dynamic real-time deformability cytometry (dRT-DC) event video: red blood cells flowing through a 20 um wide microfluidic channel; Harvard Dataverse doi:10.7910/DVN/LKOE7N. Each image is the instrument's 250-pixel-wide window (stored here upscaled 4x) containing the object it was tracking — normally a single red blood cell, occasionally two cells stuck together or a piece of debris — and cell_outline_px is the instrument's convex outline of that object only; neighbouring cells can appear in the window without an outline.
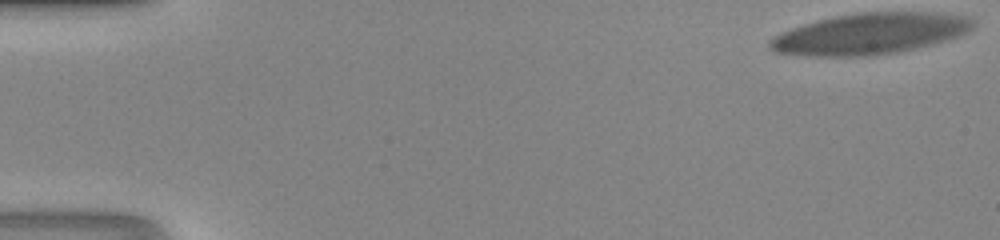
{"species": "human", "species_latin": "Homo sapiens", "temperature_condition": "room temperature", "stored_images_in_passage": 52, "camera_frame_rate_fps": 3000, "um_per_image_px": 0.085, "donor": {"sex": "male"}, "frame": {"image": 1, "passage_image": 1, "time_ms": 0.0, "image_size_px": [1000, 240], "cell_outline_px": [[976, 24], [968, 32], [960, 36], [948, 40], [916, 48], [876, 56], [804, 56], [776, 52], [768, 48], [768, 40], [772, 36], [780, 32], [816, 20], [836, 16], [860, 12], [944, 12], [972, 16], [976, 20]], "centroid_in_image_um": [74.0, 2.86], "position_along_channel_um": 11.0, "area_um2": 49.53}}
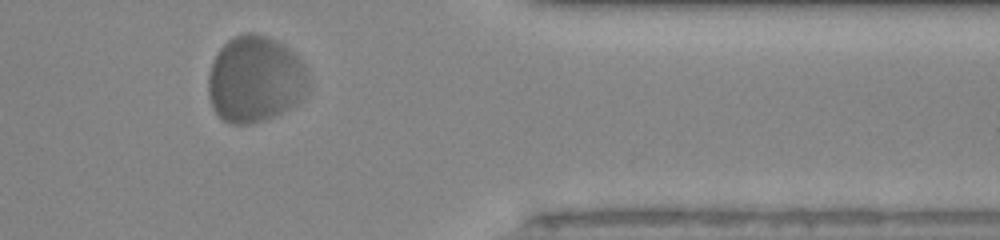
{"frame": {"image": 2, "passage_image": 44, "time_ms": 14.333, "image_size_px": [1000, 240], "cell_outline_px": [[308, 92], [296, 104], [284, 112], [264, 120], [248, 124], [232, 124], [224, 120], [212, 108], [208, 96], [208, 76], [212, 60], [220, 48], [228, 40], [236, 36], [248, 32], [252, 32], [268, 36], [284, 44], [308, 68]], "centroid_in_image_um": [21.69, 6.73], "position_along_channel_um": 389.7, "area_um2": 50.98}}
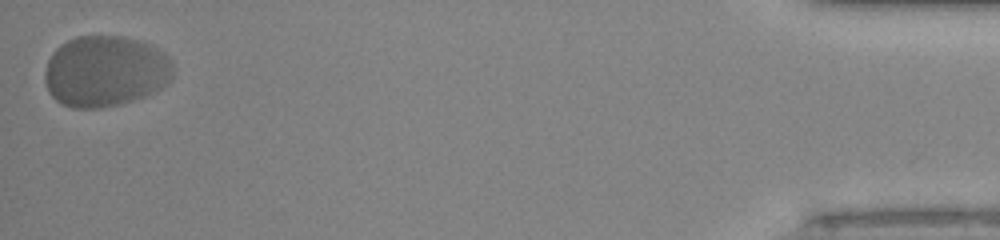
{"frame": {"image": 3, "passage_image": 52, "time_ms": 17.0, "image_size_px": [1000, 240], "cell_outline_px": [[172, 76], [168, 84], [144, 96], [120, 104], [100, 108], [72, 108], [60, 104], [48, 92], [44, 80], [44, 72], [48, 60], [52, 52], [60, 44], [76, 36], [124, 36], [140, 40], [164, 52], [172, 60]], "centroid_in_image_um": [8.93, 6.05], "position_along_channel_um": 426.3, "area_um2": 53.58}}